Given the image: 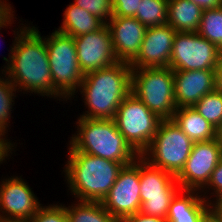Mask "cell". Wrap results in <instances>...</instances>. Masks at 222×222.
I'll return each instance as SVG.
<instances>
[{"label": "cell", "instance_id": "6da1fadb", "mask_svg": "<svg viewBox=\"0 0 222 222\" xmlns=\"http://www.w3.org/2000/svg\"><path fill=\"white\" fill-rule=\"evenodd\" d=\"M27 28L17 33L9 59L3 57L8 62L7 72L3 71L9 74L8 79L15 88L19 86L17 90L59 97L53 87L45 39L34 26Z\"/></svg>", "mask_w": 222, "mask_h": 222}, {"label": "cell", "instance_id": "7a4b0ae2", "mask_svg": "<svg viewBox=\"0 0 222 222\" xmlns=\"http://www.w3.org/2000/svg\"><path fill=\"white\" fill-rule=\"evenodd\" d=\"M131 73L129 63L118 62L85 74L79 88L89 110L80 118L113 119L121 102L131 93Z\"/></svg>", "mask_w": 222, "mask_h": 222}, {"label": "cell", "instance_id": "3957f363", "mask_svg": "<svg viewBox=\"0 0 222 222\" xmlns=\"http://www.w3.org/2000/svg\"><path fill=\"white\" fill-rule=\"evenodd\" d=\"M64 172L72 193L79 201L102 202L125 164L69 148Z\"/></svg>", "mask_w": 222, "mask_h": 222}, {"label": "cell", "instance_id": "277c9868", "mask_svg": "<svg viewBox=\"0 0 222 222\" xmlns=\"http://www.w3.org/2000/svg\"><path fill=\"white\" fill-rule=\"evenodd\" d=\"M70 145L77 151L130 165L140 155L118 131L113 119L79 118Z\"/></svg>", "mask_w": 222, "mask_h": 222}, {"label": "cell", "instance_id": "5b68a950", "mask_svg": "<svg viewBox=\"0 0 222 222\" xmlns=\"http://www.w3.org/2000/svg\"><path fill=\"white\" fill-rule=\"evenodd\" d=\"M131 92L161 120H172L177 106L170 67L132 69Z\"/></svg>", "mask_w": 222, "mask_h": 222}, {"label": "cell", "instance_id": "8992f818", "mask_svg": "<svg viewBox=\"0 0 222 222\" xmlns=\"http://www.w3.org/2000/svg\"><path fill=\"white\" fill-rule=\"evenodd\" d=\"M193 144L173 120H162L150 146L141 156L153 167L177 176L184 168Z\"/></svg>", "mask_w": 222, "mask_h": 222}, {"label": "cell", "instance_id": "52a82bcc", "mask_svg": "<svg viewBox=\"0 0 222 222\" xmlns=\"http://www.w3.org/2000/svg\"><path fill=\"white\" fill-rule=\"evenodd\" d=\"M44 39L54 90L60 98L69 99L84 78L77 60L74 38L55 30L49 38Z\"/></svg>", "mask_w": 222, "mask_h": 222}, {"label": "cell", "instance_id": "ba28073f", "mask_svg": "<svg viewBox=\"0 0 222 222\" xmlns=\"http://www.w3.org/2000/svg\"><path fill=\"white\" fill-rule=\"evenodd\" d=\"M113 120L118 131L140 156L150 146L162 121L132 92L121 102Z\"/></svg>", "mask_w": 222, "mask_h": 222}, {"label": "cell", "instance_id": "9c48e42d", "mask_svg": "<svg viewBox=\"0 0 222 222\" xmlns=\"http://www.w3.org/2000/svg\"><path fill=\"white\" fill-rule=\"evenodd\" d=\"M139 163L140 212L166 219L171 200L181 191L176 176L153 167L142 156L139 157Z\"/></svg>", "mask_w": 222, "mask_h": 222}, {"label": "cell", "instance_id": "30bf717a", "mask_svg": "<svg viewBox=\"0 0 222 222\" xmlns=\"http://www.w3.org/2000/svg\"><path fill=\"white\" fill-rule=\"evenodd\" d=\"M222 51L197 32H176L170 57L172 70H215Z\"/></svg>", "mask_w": 222, "mask_h": 222}, {"label": "cell", "instance_id": "8fae6325", "mask_svg": "<svg viewBox=\"0 0 222 222\" xmlns=\"http://www.w3.org/2000/svg\"><path fill=\"white\" fill-rule=\"evenodd\" d=\"M119 172L118 178L101 202L104 208L118 221L140 212L139 157Z\"/></svg>", "mask_w": 222, "mask_h": 222}, {"label": "cell", "instance_id": "7c38bea8", "mask_svg": "<svg viewBox=\"0 0 222 222\" xmlns=\"http://www.w3.org/2000/svg\"><path fill=\"white\" fill-rule=\"evenodd\" d=\"M222 158V147L216 138L194 142L184 168L176 176L181 190L198 191L206 188L213 170ZM198 189V190H197Z\"/></svg>", "mask_w": 222, "mask_h": 222}, {"label": "cell", "instance_id": "4fadbf2b", "mask_svg": "<svg viewBox=\"0 0 222 222\" xmlns=\"http://www.w3.org/2000/svg\"><path fill=\"white\" fill-rule=\"evenodd\" d=\"M74 43L77 60L84 75L119 62L114 53L112 36L107 24L95 32L74 37Z\"/></svg>", "mask_w": 222, "mask_h": 222}, {"label": "cell", "instance_id": "5bb4252c", "mask_svg": "<svg viewBox=\"0 0 222 222\" xmlns=\"http://www.w3.org/2000/svg\"><path fill=\"white\" fill-rule=\"evenodd\" d=\"M26 182L18 177H10L0 185V215L2 222L30 221L40 207ZM7 213V214H6ZM8 216V217H7Z\"/></svg>", "mask_w": 222, "mask_h": 222}, {"label": "cell", "instance_id": "9a60e30c", "mask_svg": "<svg viewBox=\"0 0 222 222\" xmlns=\"http://www.w3.org/2000/svg\"><path fill=\"white\" fill-rule=\"evenodd\" d=\"M175 33L169 24L147 28L131 68L169 67Z\"/></svg>", "mask_w": 222, "mask_h": 222}, {"label": "cell", "instance_id": "2e32d148", "mask_svg": "<svg viewBox=\"0 0 222 222\" xmlns=\"http://www.w3.org/2000/svg\"><path fill=\"white\" fill-rule=\"evenodd\" d=\"M109 21L115 56L119 62L130 63L139 53L147 28L135 17L112 16Z\"/></svg>", "mask_w": 222, "mask_h": 222}, {"label": "cell", "instance_id": "e0dca14e", "mask_svg": "<svg viewBox=\"0 0 222 222\" xmlns=\"http://www.w3.org/2000/svg\"><path fill=\"white\" fill-rule=\"evenodd\" d=\"M177 108L194 106L205 94L215 90L214 70H173Z\"/></svg>", "mask_w": 222, "mask_h": 222}, {"label": "cell", "instance_id": "ac0fdd59", "mask_svg": "<svg viewBox=\"0 0 222 222\" xmlns=\"http://www.w3.org/2000/svg\"><path fill=\"white\" fill-rule=\"evenodd\" d=\"M182 195L178 193L171 200L167 214L168 222H198L201 215L211 206V201L201 198L191 190H181ZM184 193V194H183ZM195 194V195H194ZM180 196V197H179ZM209 204V205H208Z\"/></svg>", "mask_w": 222, "mask_h": 222}, {"label": "cell", "instance_id": "d6986e66", "mask_svg": "<svg viewBox=\"0 0 222 222\" xmlns=\"http://www.w3.org/2000/svg\"><path fill=\"white\" fill-rule=\"evenodd\" d=\"M172 120L193 142L216 138V128L192 107L176 108Z\"/></svg>", "mask_w": 222, "mask_h": 222}, {"label": "cell", "instance_id": "ffe728a7", "mask_svg": "<svg viewBox=\"0 0 222 222\" xmlns=\"http://www.w3.org/2000/svg\"><path fill=\"white\" fill-rule=\"evenodd\" d=\"M202 13L191 0H168L167 24L176 32H198Z\"/></svg>", "mask_w": 222, "mask_h": 222}, {"label": "cell", "instance_id": "44dd1931", "mask_svg": "<svg viewBox=\"0 0 222 222\" xmlns=\"http://www.w3.org/2000/svg\"><path fill=\"white\" fill-rule=\"evenodd\" d=\"M62 24L57 31L73 38L95 32L105 25L100 18L73 3L66 8Z\"/></svg>", "mask_w": 222, "mask_h": 222}, {"label": "cell", "instance_id": "7402d4cb", "mask_svg": "<svg viewBox=\"0 0 222 222\" xmlns=\"http://www.w3.org/2000/svg\"><path fill=\"white\" fill-rule=\"evenodd\" d=\"M65 207L70 222H118L98 201H78Z\"/></svg>", "mask_w": 222, "mask_h": 222}, {"label": "cell", "instance_id": "603a6c76", "mask_svg": "<svg viewBox=\"0 0 222 222\" xmlns=\"http://www.w3.org/2000/svg\"><path fill=\"white\" fill-rule=\"evenodd\" d=\"M135 18L146 28L167 24L168 0H142Z\"/></svg>", "mask_w": 222, "mask_h": 222}, {"label": "cell", "instance_id": "cb8c5ba5", "mask_svg": "<svg viewBox=\"0 0 222 222\" xmlns=\"http://www.w3.org/2000/svg\"><path fill=\"white\" fill-rule=\"evenodd\" d=\"M197 33L222 51V7L203 10Z\"/></svg>", "mask_w": 222, "mask_h": 222}, {"label": "cell", "instance_id": "d4e9b609", "mask_svg": "<svg viewBox=\"0 0 222 222\" xmlns=\"http://www.w3.org/2000/svg\"><path fill=\"white\" fill-rule=\"evenodd\" d=\"M193 108L214 128L222 123V93L214 90L205 94Z\"/></svg>", "mask_w": 222, "mask_h": 222}, {"label": "cell", "instance_id": "484cf974", "mask_svg": "<svg viewBox=\"0 0 222 222\" xmlns=\"http://www.w3.org/2000/svg\"><path fill=\"white\" fill-rule=\"evenodd\" d=\"M17 90L9 79L0 78V133L5 135L6 127H8V121L12 111V102L14 93Z\"/></svg>", "mask_w": 222, "mask_h": 222}, {"label": "cell", "instance_id": "4316f807", "mask_svg": "<svg viewBox=\"0 0 222 222\" xmlns=\"http://www.w3.org/2000/svg\"><path fill=\"white\" fill-rule=\"evenodd\" d=\"M73 4L100 18L105 24L113 16L111 0H75Z\"/></svg>", "mask_w": 222, "mask_h": 222}, {"label": "cell", "instance_id": "83f0119b", "mask_svg": "<svg viewBox=\"0 0 222 222\" xmlns=\"http://www.w3.org/2000/svg\"><path fill=\"white\" fill-rule=\"evenodd\" d=\"M31 222H70L69 217L66 213V208L63 205H52V206H40Z\"/></svg>", "mask_w": 222, "mask_h": 222}, {"label": "cell", "instance_id": "f1b7e54d", "mask_svg": "<svg viewBox=\"0 0 222 222\" xmlns=\"http://www.w3.org/2000/svg\"><path fill=\"white\" fill-rule=\"evenodd\" d=\"M142 0H111L113 16L135 17Z\"/></svg>", "mask_w": 222, "mask_h": 222}, {"label": "cell", "instance_id": "f546056e", "mask_svg": "<svg viewBox=\"0 0 222 222\" xmlns=\"http://www.w3.org/2000/svg\"><path fill=\"white\" fill-rule=\"evenodd\" d=\"M207 185L208 187L210 186V188L213 186V190H215L214 192L217 197L216 200L222 197V158L216 168L213 170Z\"/></svg>", "mask_w": 222, "mask_h": 222}, {"label": "cell", "instance_id": "4dcf8cb0", "mask_svg": "<svg viewBox=\"0 0 222 222\" xmlns=\"http://www.w3.org/2000/svg\"><path fill=\"white\" fill-rule=\"evenodd\" d=\"M11 11L10 4H7V2L4 0H0V30L4 26L6 27L7 25L12 24L11 19L13 20L14 15L11 13Z\"/></svg>", "mask_w": 222, "mask_h": 222}, {"label": "cell", "instance_id": "1f68e13d", "mask_svg": "<svg viewBox=\"0 0 222 222\" xmlns=\"http://www.w3.org/2000/svg\"><path fill=\"white\" fill-rule=\"evenodd\" d=\"M123 222H168L167 219L156 216H147L141 212L128 216Z\"/></svg>", "mask_w": 222, "mask_h": 222}, {"label": "cell", "instance_id": "d6a6232c", "mask_svg": "<svg viewBox=\"0 0 222 222\" xmlns=\"http://www.w3.org/2000/svg\"><path fill=\"white\" fill-rule=\"evenodd\" d=\"M198 222H222L220 215L211 206L201 215Z\"/></svg>", "mask_w": 222, "mask_h": 222}, {"label": "cell", "instance_id": "836d02e7", "mask_svg": "<svg viewBox=\"0 0 222 222\" xmlns=\"http://www.w3.org/2000/svg\"><path fill=\"white\" fill-rule=\"evenodd\" d=\"M203 10L217 9L222 7V0H191Z\"/></svg>", "mask_w": 222, "mask_h": 222}, {"label": "cell", "instance_id": "e575fe53", "mask_svg": "<svg viewBox=\"0 0 222 222\" xmlns=\"http://www.w3.org/2000/svg\"><path fill=\"white\" fill-rule=\"evenodd\" d=\"M3 136L4 134L0 133V163H2L3 160L8 157V152L10 150L12 151V147H14L12 146L13 144L8 142Z\"/></svg>", "mask_w": 222, "mask_h": 222}, {"label": "cell", "instance_id": "d590c367", "mask_svg": "<svg viewBox=\"0 0 222 222\" xmlns=\"http://www.w3.org/2000/svg\"><path fill=\"white\" fill-rule=\"evenodd\" d=\"M215 72V90L222 93V55L219 59Z\"/></svg>", "mask_w": 222, "mask_h": 222}, {"label": "cell", "instance_id": "8d00e7d4", "mask_svg": "<svg viewBox=\"0 0 222 222\" xmlns=\"http://www.w3.org/2000/svg\"><path fill=\"white\" fill-rule=\"evenodd\" d=\"M215 211L220 215L221 219H222V197L219 198L218 200H216V203L213 205H211Z\"/></svg>", "mask_w": 222, "mask_h": 222}, {"label": "cell", "instance_id": "74e56055", "mask_svg": "<svg viewBox=\"0 0 222 222\" xmlns=\"http://www.w3.org/2000/svg\"><path fill=\"white\" fill-rule=\"evenodd\" d=\"M216 140L222 147V123L216 128Z\"/></svg>", "mask_w": 222, "mask_h": 222}]
</instances>
